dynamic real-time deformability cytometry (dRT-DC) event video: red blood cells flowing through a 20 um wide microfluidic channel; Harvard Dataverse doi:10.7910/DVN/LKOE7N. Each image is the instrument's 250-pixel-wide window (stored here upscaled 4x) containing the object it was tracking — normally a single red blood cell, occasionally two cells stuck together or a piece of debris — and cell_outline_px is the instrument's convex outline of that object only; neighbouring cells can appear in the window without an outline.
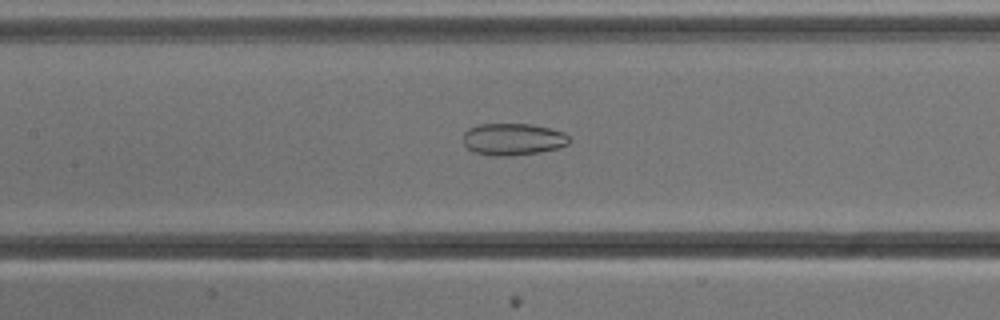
{"species": "common noctule bat (a hibernating species)", "species_latin": "Nyctalus noctula", "temperature_condition": "cold", "stored_images_in_passage": 54, "camera_frame_rate_fps": 3000, "um_per_image_px": 0.085, "animal": {"sex": "male", "body_mass_g": 13.3}, "frame": {"image": 1, "passage_image": 25, "time_ms": 8.0, "image_size_px": [1000, 320], "cell_outline_px": [[568, 144], [560, 148], [540, 152], [508, 156], [496, 156], [472, 152], [464, 144], [464, 132], [468, 128], [476, 124], [532, 124], [564, 132], [568, 136]], "centroid_in_image_um": [43.58, 11.83], "position_along_channel_um": 163.8, "area_um2": 19.83}}
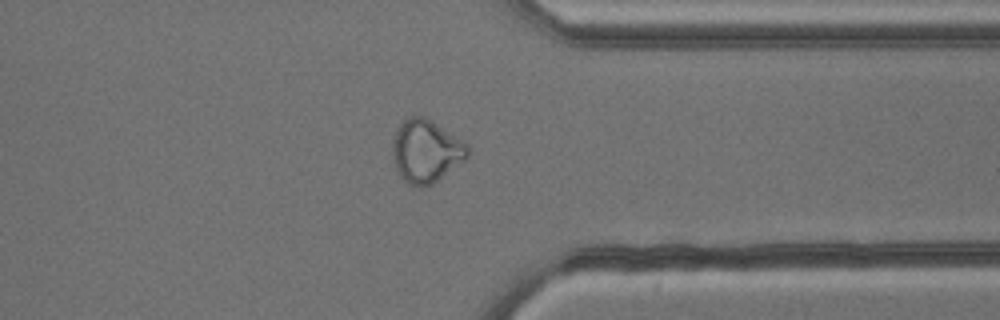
{"frame": {"image": 2, "passage_image": 42, "time_ms": 13.667, "image_size_px": [1000, 320], "cell_outline_px": [[468, 156], [464, 160], [432, 184], [420, 188], [408, 184], [400, 176], [392, 160], [392, 140], [400, 124], [408, 116], [424, 116], [432, 120], [468, 144]], "centroid_in_image_um": [36.18, 12.84], "position_along_channel_um": 375.2, "area_um2": 27.57}}
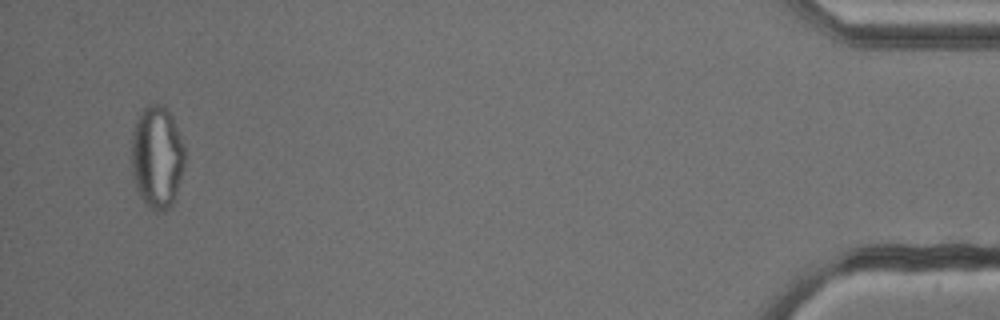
{"frame": {"image": 3, "passage_image": 52, "time_ms": 17.0, "image_size_px": [1000, 320], "cell_outline_px": [[184, 168], [172, 204], [168, 208], [156, 212], [148, 208], [144, 204], [136, 188], [132, 176], [132, 132], [136, 120], [140, 112], [148, 104], [164, 104], [180, 136], [184, 148]], "centroid_in_image_um": [13.32, 13.37], "position_along_channel_um": 421.9, "area_um2": 31.73}, "authors_computed_cell_mechanics": {"area_um2": 28.9, "velocity_mm_per_s": 3.8139, "shape_relaxation_time_tau1_ms": null, "shape_relaxation_time_tau2_ms": 4.0312, "deformation_change_tau1": null, "deformation_change_tau2": 0.0971}}